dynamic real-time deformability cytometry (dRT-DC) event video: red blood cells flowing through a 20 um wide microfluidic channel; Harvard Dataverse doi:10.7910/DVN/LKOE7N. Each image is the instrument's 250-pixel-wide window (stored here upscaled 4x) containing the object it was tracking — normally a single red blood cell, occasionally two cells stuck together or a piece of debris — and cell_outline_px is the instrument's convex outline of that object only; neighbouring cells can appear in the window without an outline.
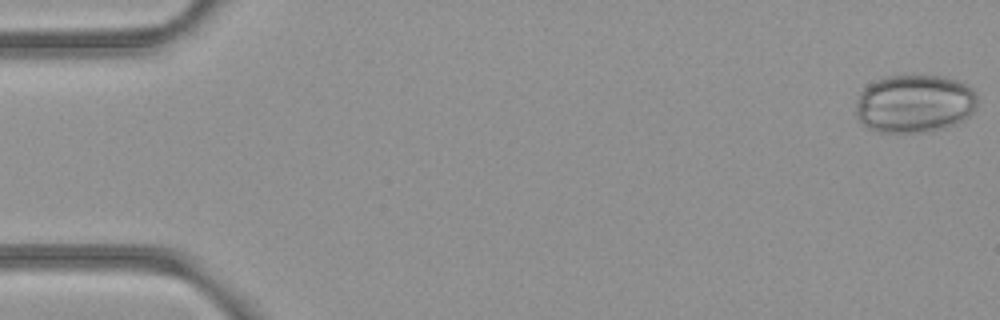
{"species": "common noctule bat (a hibernating species)", "species_latin": "Nyctalus noctula", "temperature_condition": "room temperature", "stored_images_in_passage": 52, "camera_frame_rate_fps": 3000, "um_per_image_px": 0.085, "animal": {"sex": "female", "body_mass_g": 21.9}, "frame": {"image": 1, "passage_image": 1, "time_ms": 0.0, "image_size_px": [1000, 320], "cell_outline_px": [[976, 108], [964, 120], [956, 124], [924, 132], [880, 132], [868, 128], [856, 116], [856, 104], [860, 92], [868, 84], [876, 80], [888, 76], [916, 72], [944, 76], [968, 84], [976, 92]], "centroid_in_image_um": [77.74, 8.76], "position_along_channel_um": 7.3, "area_um2": 42.02}}
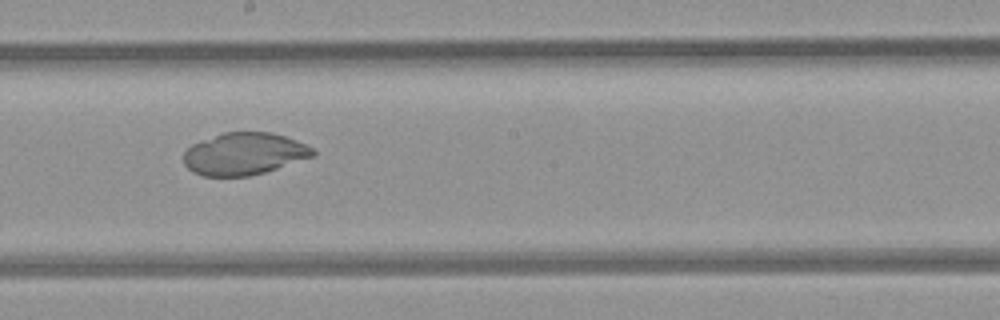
{"frame": {"image": 2, "passage_image": 29, "time_ms": 9.333, "image_size_px": [1000, 320], "cell_outline_px": [[316, 156], [264, 172], [248, 176], [204, 176], [192, 172], [184, 164], [184, 152], [192, 144], [224, 132], [272, 132], [308, 144], [316, 152]], "centroid_in_image_um": [20.78, 13.07], "position_along_channel_um": 227.4, "area_um2": 31.79}}
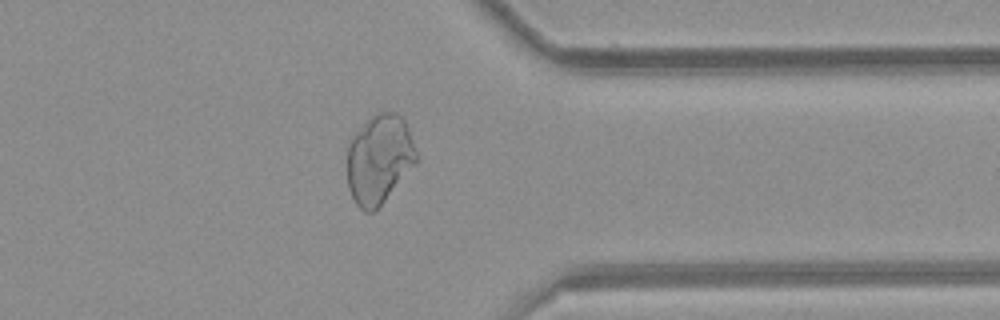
{"frame": {"image": 3, "passage_image": 41, "time_ms": 13.333, "image_size_px": [1000, 320], "cell_outline_px": [[420, 160], [376, 212], [364, 212], [356, 204], [348, 188], [348, 140], [376, 112], [396, 112], [404, 120], [408, 128]], "centroid_in_image_um": [32.26, 13.57], "position_along_channel_um": 379.1, "area_um2": 36.41}}